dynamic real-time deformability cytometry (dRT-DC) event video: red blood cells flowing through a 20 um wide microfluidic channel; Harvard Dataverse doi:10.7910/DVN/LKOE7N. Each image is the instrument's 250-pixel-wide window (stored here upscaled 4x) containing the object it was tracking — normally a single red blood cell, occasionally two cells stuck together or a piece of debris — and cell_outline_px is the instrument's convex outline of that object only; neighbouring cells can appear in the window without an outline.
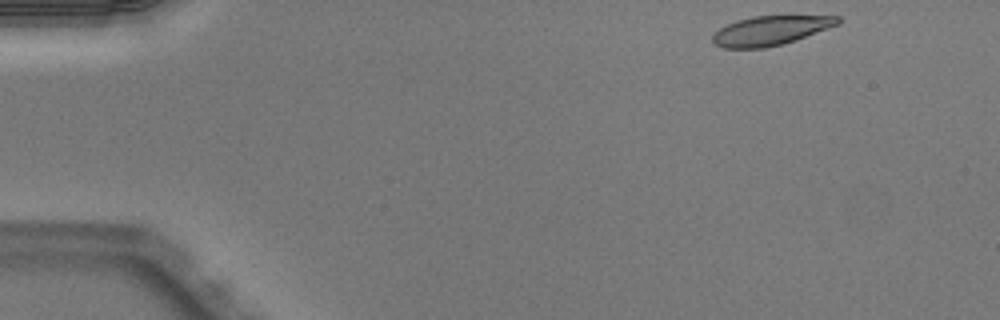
{"species": "Egyptian fruit bat (a non-hibernating species)", "species_latin": "Rousettus aegyptiacus", "temperature_condition": "warm", "stored_images_in_passage": 46, "camera_frame_rate_fps": 3000, "um_per_image_px": 0.085, "animal": {"sex": "male"}, "frame": {"image": 1, "passage_image": 1, "time_ms": 0.0, "image_size_px": [1000, 320], "cell_outline_px": [[844, 20], [840, 24], [796, 40], [784, 44], [764, 48], [724, 48], [712, 44], [712, 36], [720, 28], [736, 20], [752, 16], [840, 16]], "centroid_in_image_um": [65.51, 2.6], "position_along_channel_um": 19.5, "area_um2": 21.56}}
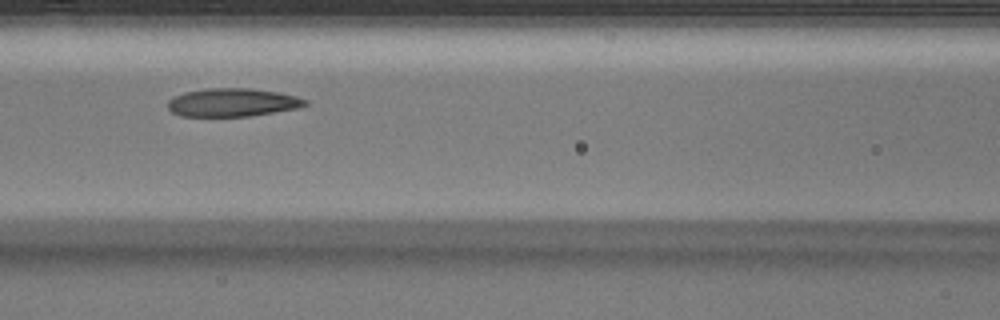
{"frame": {"image": 2, "passage_image": 18, "time_ms": 5.667, "image_size_px": [1000, 320], "cell_outline_px": [[308, 104], [296, 108], [248, 116], [180, 116], [172, 112], [168, 108], [168, 100], [184, 92], [204, 88], [248, 88], [276, 92], [296, 96], [308, 100]], "centroid_in_image_um": [19.73, 8.7], "position_along_channel_um": 146.9, "area_um2": 22.43}}
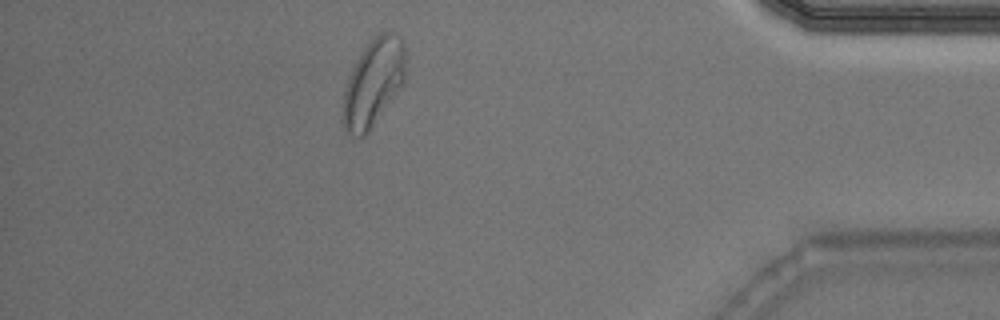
{"frame": {"image": 3, "passage_image": 40, "time_ms": 13.0, "image_size_px": [1000, 320], "cell_outline_px": [[404, 80], [372, 128], [360, 140], [344, 132], [344, 88], [348, 76], [352, 68], [364, 48], [380, 32], [392, 32], [400, 36], [404, 44]], "centroid_in_image_um": [31.71, 7.06], "position_along_channel_um": 403.5, "area_um2": 31.39}, "authors_computed_cell_mechanics": {"area_um2": 23.1778, "velocity_mm_per_s": 4.0386, "shape_relaxation_time_tau1_ms": 5.6988, "shape_relaxation_time_tau2_ms": 2.219, "deformation_change_tau1": 0.1813, "deformation_change_tau2": 0.0862}}